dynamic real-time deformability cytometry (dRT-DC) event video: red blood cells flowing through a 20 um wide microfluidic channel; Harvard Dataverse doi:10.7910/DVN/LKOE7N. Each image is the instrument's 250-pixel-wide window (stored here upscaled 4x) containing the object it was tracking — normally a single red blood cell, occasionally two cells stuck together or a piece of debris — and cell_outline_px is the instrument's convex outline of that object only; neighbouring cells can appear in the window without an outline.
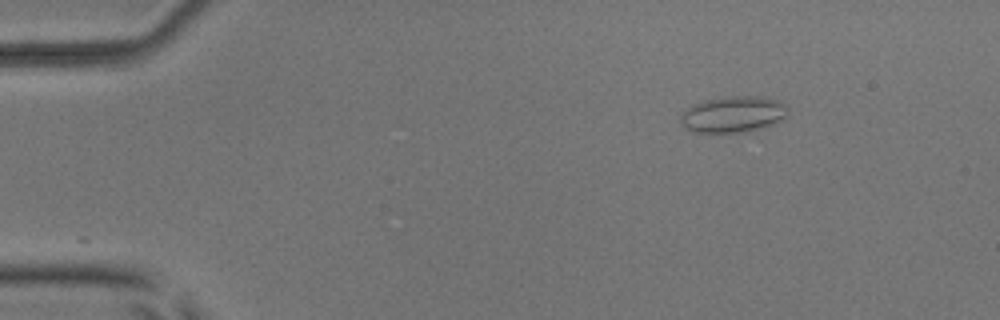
{"species": "common noctule bat (a hibernating species)", "species_latin": "Nyctalus noctula", "temperature_condition": "room temperature", "stored_images_in_passage": 32, "camera_frame_rate_fps": 3000, "um_per_image_px": 0.085, "animal": {"sex": "male", "body_mass_g": 17.9, "forearm_length_mm": 54.2}, "frame": {"image": 1, "passage_image": 1, "time_ms": 0.0, "image_size_px": [1000, 320], "cell_outline_px": [[788, 116], [772, 124], [748, 132], [692, 132], [680, 124], [680, 116], [692, 104], [704, 100], [728, 96], [760, 96], [780, 100], [788, 104]], "centroid_in_image_um": [62.35, 9.7], "position_along_channel_um": 22.7, "area_um2": 22.95}}
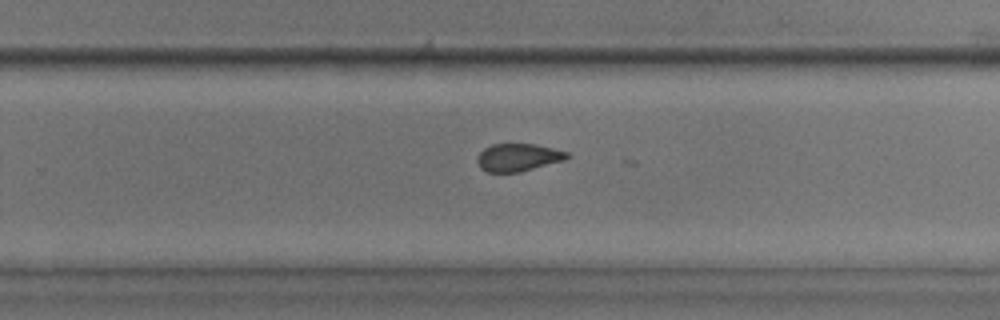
{"frame": {"image": 2, "passage_image": 28, "time_ms": 9.0, "image_size_px": [1000, 320], "cell_outline_px": [[568, 156], [564, 160], [520, 172], [488, 172], [480, 168], [476, 160], [476, 156], [484, 148], [492, 144], [536, 144], [568, 152]], "centroid_in_image_um": [43.99, 13.38], "position_along_channel_um": 285.8, "area_um2": 14.45}}
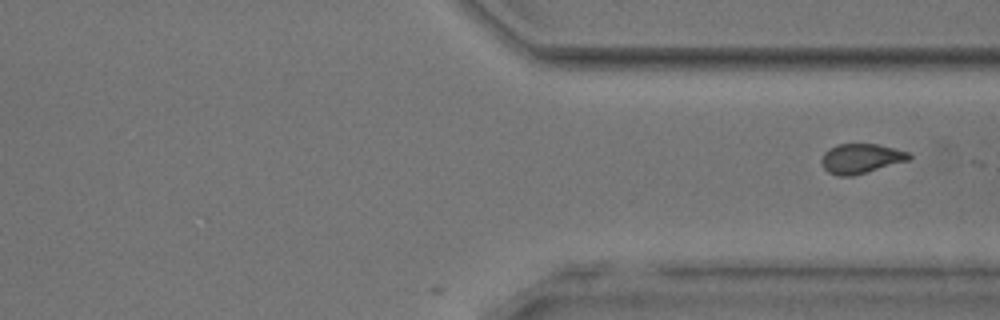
{"frame": {"image": 3, "passage_image": 32, "time_ms": 10.333, "image_size_px": [1000, 320], "cell_outline_px": [[912, 156], [908, 160], [852, 176], [836, 176], [828, 172], [824, 168], [820, 160], [824, 152], [828, 148], [836, 144], [876, 144], [908, 152]], "centroid_in_image_um": [73.12, 13.47], "position_along_channel_um": 338.3, "area_um2": 15.03}}